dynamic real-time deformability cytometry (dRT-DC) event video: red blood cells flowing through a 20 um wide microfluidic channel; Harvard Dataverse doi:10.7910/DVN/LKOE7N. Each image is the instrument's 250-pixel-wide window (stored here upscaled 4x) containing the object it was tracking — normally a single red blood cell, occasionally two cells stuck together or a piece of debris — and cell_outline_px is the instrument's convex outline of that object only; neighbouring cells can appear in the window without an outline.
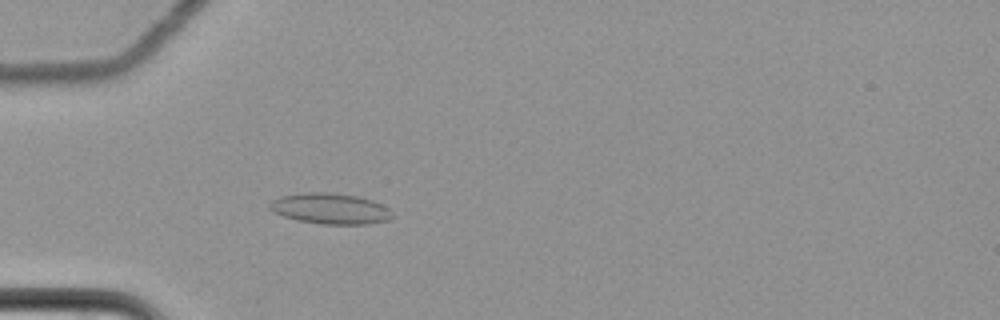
{"species": "common noctule bat (a hibernating species)", "species_latin": "Nyctalus noctula", "temperature_condition": "cold", "stored_images_in_passage": 5, "camera_frame_rate_fps": 3000, "um_per_image_px": 0.085, "animal": {"sex": "female", "body_mass_g": 22.7, "forearm_length_mm": 54.2}, "frame": {"image": 1, "passage_image": 5, "time_ms": 1.333, "image_size_px": [1000, 320], "cell_outline_px": [[392, 216], [388, 220], [368, 224], [320, 224], [300, 220], [284, 216], [268, 208], [268, 204], [272, 200], [280, 196], [304, 192], [328, 192], [356, 196], [372, 200], [384, 204], [392, 212]], "centroid_in_image_um": [28.08, 17.72], "position_along_channel_um": 56.9, "area_um2": 21.96}}